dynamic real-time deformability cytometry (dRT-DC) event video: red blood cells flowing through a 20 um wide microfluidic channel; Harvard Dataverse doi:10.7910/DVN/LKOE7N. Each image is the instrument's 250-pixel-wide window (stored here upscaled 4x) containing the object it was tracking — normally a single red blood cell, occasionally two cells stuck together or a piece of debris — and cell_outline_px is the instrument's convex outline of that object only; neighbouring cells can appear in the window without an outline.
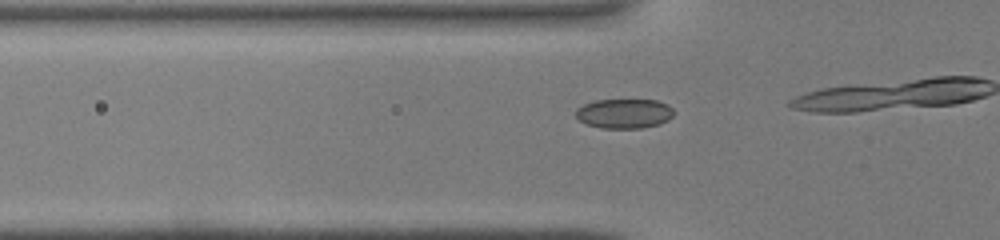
{"species": "common noctule bat (a hibernating species)", "species_latin": "Nyctalus noctula", "temperature_condition": "warm", "stored_images_in_passage": 15, "camera_frame_rate_fps": 3000, "um_per_image_px": 0.085, "animal": {"sex": "male", "body_mass_g": 19.0, "forearm_length_mm": 50.8}, "frame": {"image": 1, "passage_image": 13, "time_ms": 4.0, "image_size_px": [1000, 240], "cell_outline_px": [[676, 112], [668, 120], [660, 124], [640, 128], [600, 128], [588, 124], [580, 120], [576, 116], [576, 108], [584, 104], [596, 100], [656, 100], [668, 104]], "centroid_in_image_um": [53.09, 9.65], "position_along_channel_um": 72.7, "area_um2": 16.94}}